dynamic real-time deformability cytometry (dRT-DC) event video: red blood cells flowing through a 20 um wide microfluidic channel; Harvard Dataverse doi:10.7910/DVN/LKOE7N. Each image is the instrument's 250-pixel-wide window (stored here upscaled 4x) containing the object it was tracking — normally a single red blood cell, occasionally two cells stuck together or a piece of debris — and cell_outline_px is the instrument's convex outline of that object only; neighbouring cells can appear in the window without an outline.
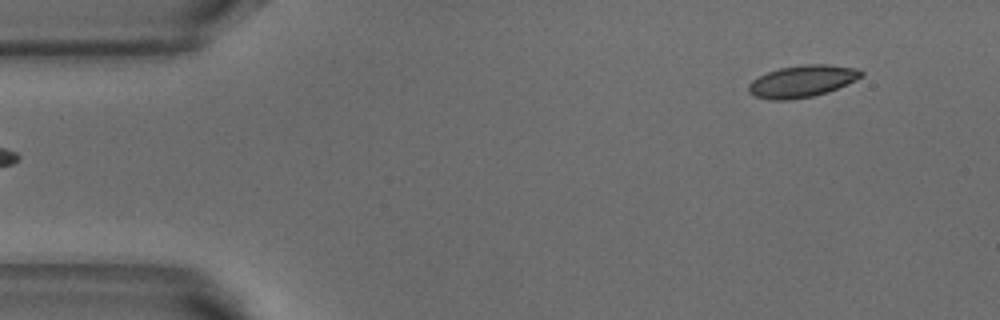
{"species": "common noctule bat (a hibernating species)", "species_latin": "Nyctalus noctula", "temperature_condition": "warm", "stored_images_in_passage": 5, "segment_of_instrument_passage": [2, 2], "camera_frame_rate_fps": 3000, "um_per_image_px": 0.085, "animal": {"sex": "male", "body_mass_g": 18.8}, "frame": {"image": 1, "passage_image": 5, "time_ms": 1.333, "image_size_px": [1000, 320], "cell_outline_px": [[864, 76], [848, 84], [828, 92], [812, 96], [788, 100], [772, 100], [756, 96], [748, 92], [748, 84], [752, 80], [768, 72], [780, 68], [804, 64], [828, 64], [860, 68], [864, 72]], "centroid_in_image_um": [68.24, 6.89], "position_along_channel_um": 16.8, "area_um2": 21.1}}